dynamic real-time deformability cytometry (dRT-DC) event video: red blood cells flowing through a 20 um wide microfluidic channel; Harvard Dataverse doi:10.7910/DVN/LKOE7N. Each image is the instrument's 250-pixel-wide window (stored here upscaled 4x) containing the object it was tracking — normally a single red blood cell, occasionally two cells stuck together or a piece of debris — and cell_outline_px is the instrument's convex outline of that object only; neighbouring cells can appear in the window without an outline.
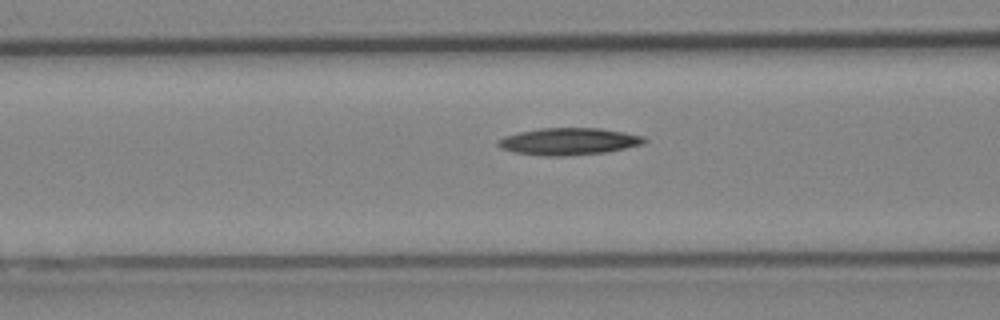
{"species": "Egyptian fruit bat (a non-hibernating species)", "species_latin": "Rousettus aegyptiacus", "temperature_condition": "cold", "stored_images_in_passage": 34, "camera_frame_rate_fps": 3000, "um_per_image_px": 0.085, "animal": {"sex": "female"}, "frame": {"image": 1, "passage_image": 14, "time_ms": 4.333, "image_size_px": [1000, 320], "cell_outline_px": [[648, 140], [644, 144], [604, 152], [564, 156], [544, 156], [516, 152], [500, 148], [496, 144], [496, 140], [504, 136], [520, 132], [540, 128], [600, 128], [624, 132], [644, 136]], "centroid_in_image_um": [48.33, 12.01], "position_along_channel_um": 118.3, "area_um2": 23.0}}
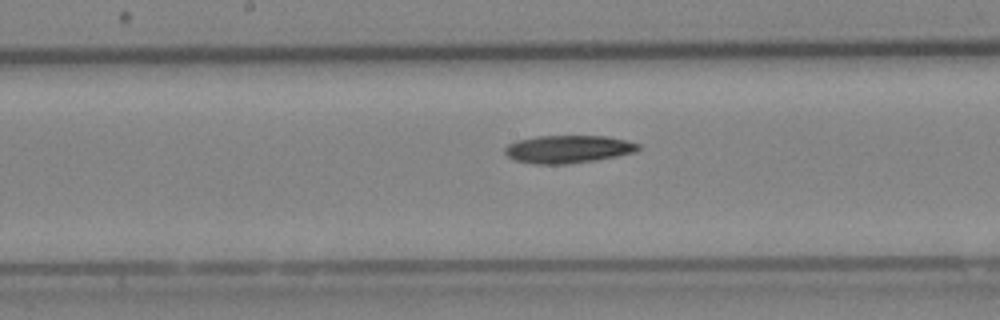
{"frame": {"image": 2, "passage_image": 20, "time_ms": 6.333, "image_size_px": [1000, 320], "cell_outline_px": [[640, 148], [636, 152], [596, 160], [568, 164], [536, 164], [516, 160], [508, 156], [504, 152], [504, 148], [508, 144], [516, 140], [536, 136], [608, 136], [628, 140], [640, 144]], "centroid_in_image_um": [48.31, 12.67], "position_along_channel_um": 199.9, "area_um2": 21.73}}
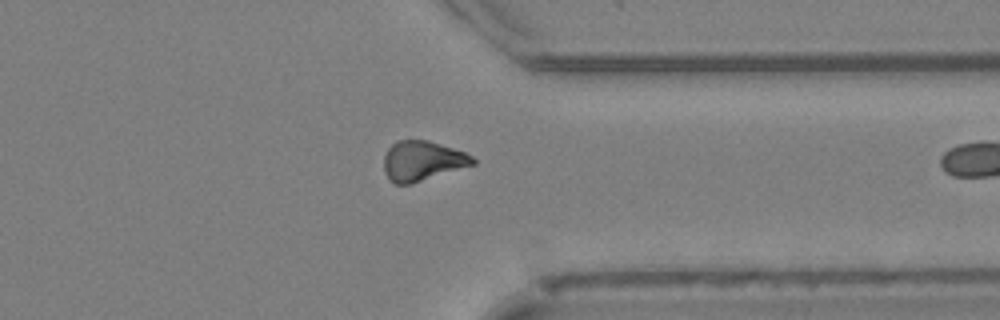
{"frame": {"image": 3, "passage_image": 33, "time_ms": 10.667, "image_size_px": [1000, 320], "cell_outline_px": [[476, 164], [408, 184], [396, 184], [388, 180], [384, 172], [384, 156], [388, 148], [396, 140], [428, 140], [464, 152], [472, 156], [476, 160]], "centroid_in_image_um": [35.87, 13.67], "position_along_channel_um": 375.5, "area_um2": 20.52}}